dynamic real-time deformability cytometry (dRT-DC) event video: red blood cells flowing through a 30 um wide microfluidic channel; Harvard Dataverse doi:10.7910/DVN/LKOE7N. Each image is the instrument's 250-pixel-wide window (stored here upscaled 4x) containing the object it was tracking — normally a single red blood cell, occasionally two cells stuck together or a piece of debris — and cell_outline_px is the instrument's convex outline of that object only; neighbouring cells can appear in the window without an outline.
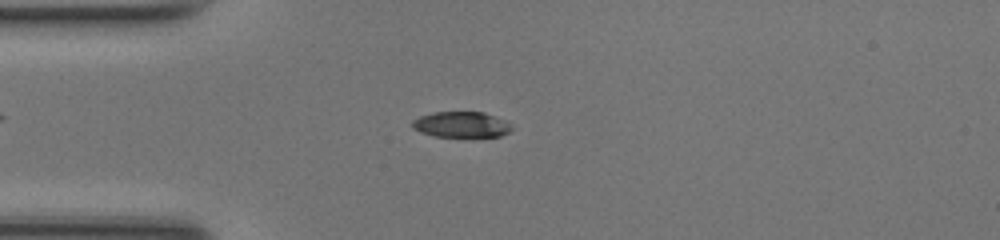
{"species": "common noctule bat (a hibernating species)", "species_latin": "Nyctalus noctula", "temperature_condition": "room temperature", "stored_images_in_passage": 49, "camera_frame_rate_fps": 3000, "um_per_image_px": 0.085, "animal": {"sex": "female", "body_mass_g": 17.0, "forearm_length_mm": 48.0}, "frame": {"image": 1, "passage_image": 13, "time_ms": 4.0, "image_size_px": [1000, 240], "cell_outline_px": [[512, 128], [508, 132], [500, 136], [432, 136], [420, 132], [412, 128], [412, 120], [420, 116], [432, 112], [484, 112], [508, 120]], "centroid_in_image_um": [39.21, 10.57], "position_along_channel_um": 45.8, "area_um2": 14.97}}
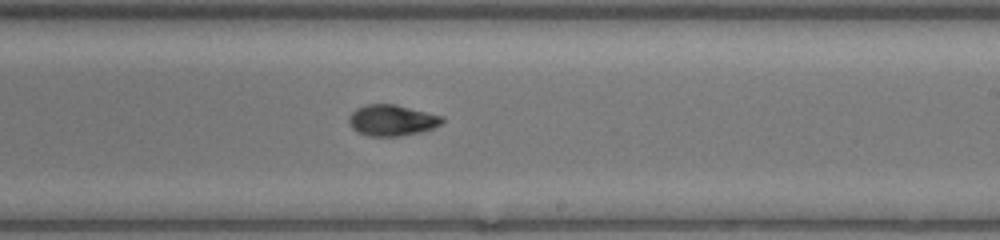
{"frame": {"image": 2, "passage_image": 29, "time_ms": 9.333, "image_size_px": [1000, 240], "cell_outline_px": [[444, 120], [440, 124], [432, 128], [420, 132], [400, 136], [368, 136], [356, 132], [348, 124], [348, 116], [356, 108], [368, 104], [396, 104], [444, 116]], "centroid_in_image_um": [33.28, 10.22], "position_along_channel_um": 255.7, "area_um2": 17.05}}
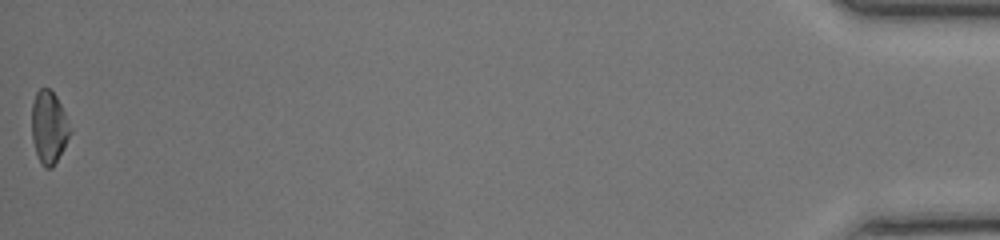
{"frame": {"image": 3, "passage_image": 49, "time_ms": 16.0, "image_size_px": [1000, 240], "cell_outline_px": [[72, 132], [64, 148], [52, 168], [44, 168], [40, 164], [32, 140], [32, 104], [36, 92], [40, 88], [48, 88], [56, 96], [64, 112]], "centroid_in_image_um": [4.15, 10.84], "position_along_channel_um": 431.1, "area_um2": 16.18}, "authors_computed_cell_mechanics": {"area_um2": 16.3574, "velocity_mm_per_s": 4.2497, "shape_relaxation_time_tau1_ms": 3.5214, "shape_relaxation_time_tau2_ms": 2.4566, "deformation_change_tau1": 0.1597, "deformation_change_tau2": 0.0715}}